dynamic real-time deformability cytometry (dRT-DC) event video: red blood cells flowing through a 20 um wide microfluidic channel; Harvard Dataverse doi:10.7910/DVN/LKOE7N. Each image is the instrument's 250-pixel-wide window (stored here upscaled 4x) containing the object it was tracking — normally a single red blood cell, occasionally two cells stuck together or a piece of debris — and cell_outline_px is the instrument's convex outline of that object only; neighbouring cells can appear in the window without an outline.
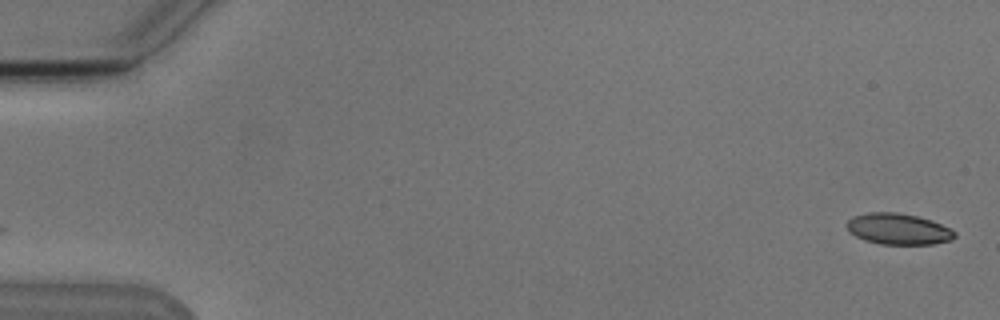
{"species": "Egyptian fruit bat (a non-hibernating species)", "species_latin": "Rousettus aegyptiacus", "temperature_condition": "cold", "stored_images_in_passage": 7, "camera_frame_rate_fps": 3000, "um_per_image_px": 0.085, "animal": {"sex": "male"}, "frame": {"image": 1, "passage_image": 1, "time_ms": 0.0, "image_size_px": [1000, 320], "cell_outline_px": [[956, 236], [952, 240], [932, 244], [880, 244], [864, 240], [848, 232], [848, 220], [852, 216], [868, 212], [896, 212], [916, 216], [932, 220], [956, 232]], "centroid_in_image_um": [76.34, 19.46], "position_along_channel_um": 8.7, "area_um2": 19.54}}